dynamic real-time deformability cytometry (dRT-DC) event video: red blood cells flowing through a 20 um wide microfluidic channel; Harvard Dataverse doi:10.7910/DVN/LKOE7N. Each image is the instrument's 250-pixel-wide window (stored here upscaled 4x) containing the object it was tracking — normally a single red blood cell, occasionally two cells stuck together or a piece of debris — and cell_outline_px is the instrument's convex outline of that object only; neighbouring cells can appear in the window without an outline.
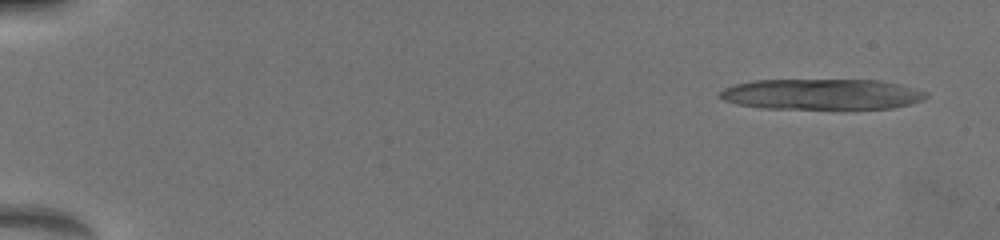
{"species": "common noctule bat (a hibernating species)", "species_latin": "Nyctalus noctula", "temperature_condition": "warm", "stored_images_in_passage": 8, "camera_frame_rate_fps": 3000, "um_per_image_px": 0.085, "animal": {"sex": "female", "body_mass_g": 19.5, "forearm_length_mm": 54.1}, "frame": {"image": 1, "passage_image": 1, "time_ms": 0.0, "image_size_px": [1000, 240], "cell_outline_px": [[928, 96], [924, 100], [892, 108], [764, 108], [736, 104], [724, 100], [716, 96], [724, 88], [736, 84], [756, 80], [880, 80], [928, 92]], "centroid_in_image_um": [69.82, 8.01], "position_along_channel_um": 15.2, "area_um2": 36.59}}